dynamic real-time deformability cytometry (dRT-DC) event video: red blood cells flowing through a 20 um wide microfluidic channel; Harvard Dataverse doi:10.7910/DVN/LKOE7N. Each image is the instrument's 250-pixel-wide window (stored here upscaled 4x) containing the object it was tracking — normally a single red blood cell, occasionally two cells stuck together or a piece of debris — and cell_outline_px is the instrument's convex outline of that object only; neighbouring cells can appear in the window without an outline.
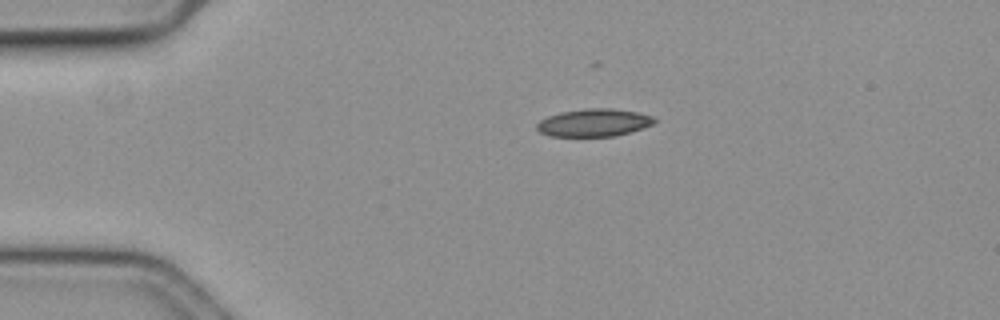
{"species": "common noctule bat (a hibernating species)", "species_latin": "Nyctalus noctula", "temperature_condition": "cold", "stored_images_in_passage": 17, "camera_frame_rate_fps": 3000, "um_per_image_px": 0.085, "animal": {"sex": "female", "body_mass_g": 19.3, "forearm_length_mm": 54.1}, "frame": {"image": 1, "passage_image": 1, "time_ms": 0.0, "image_size_px": [1000, 320], "cell_outline_px": [[656, 120], [652, 124], [644, 128], [632, 132], [616, 136], [548, 136], [540, 132], [536, 128], [536, 124], [540, 120], [548, 116], [560, 112], [584, 108], [612, 108], [636, 112], [652, 116]], "centroid_in_image_um": [50.47, 10.43], "position_along_channel_um": 34.5, "area_um2": 19.07}}
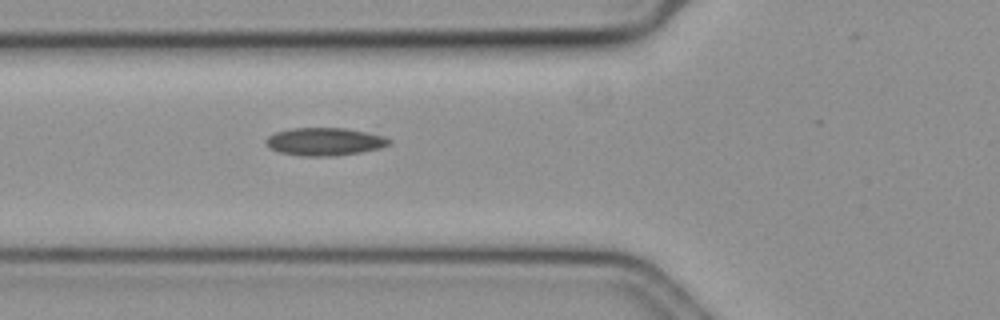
{"frame": {"image": 2, "passage_image": 10, "time_ms": 3.0, "image_size_px": [1000, 320], "cell_outline_px": [[392, 140], [388, 144], [380, 148], [360, 152], [332, 156], [304, 156], [280, 152], [268, 148], [264, 140], [268, 136], [276, 132], [292, 128], [344, 128], [384, 136]], "centroid_in_image_um": [27.55, 12.04], "position_along_channel_um": 98.2, "area_um2": 19.83}}
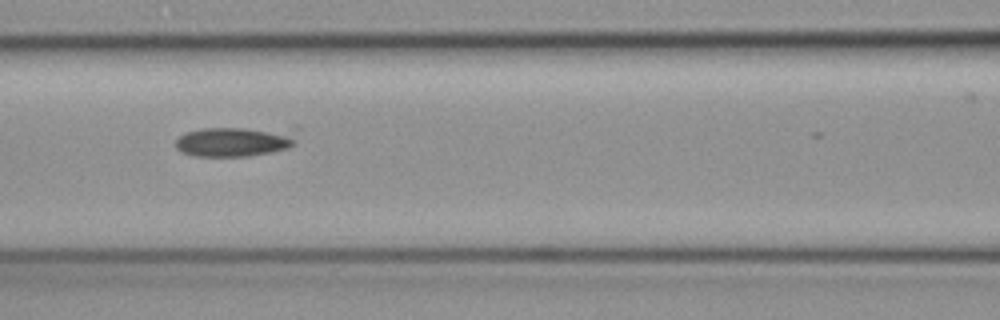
{"frame": {"image": 3, "passage_image": 14, "time_ms": 4.333, "image_size_px": [1000, 320], "cell_outline_px": [[296, 144], [288, 148], [272, 152], [248, 156], [196, 156], [184, 152], [176, 148], [176, 140], [184, 132], [200, 128], [296, 124]], "centroid_in_image_um": [20.17, 11.93], "position_along_channel_um": 146.4, "area_um2": 22.83}}